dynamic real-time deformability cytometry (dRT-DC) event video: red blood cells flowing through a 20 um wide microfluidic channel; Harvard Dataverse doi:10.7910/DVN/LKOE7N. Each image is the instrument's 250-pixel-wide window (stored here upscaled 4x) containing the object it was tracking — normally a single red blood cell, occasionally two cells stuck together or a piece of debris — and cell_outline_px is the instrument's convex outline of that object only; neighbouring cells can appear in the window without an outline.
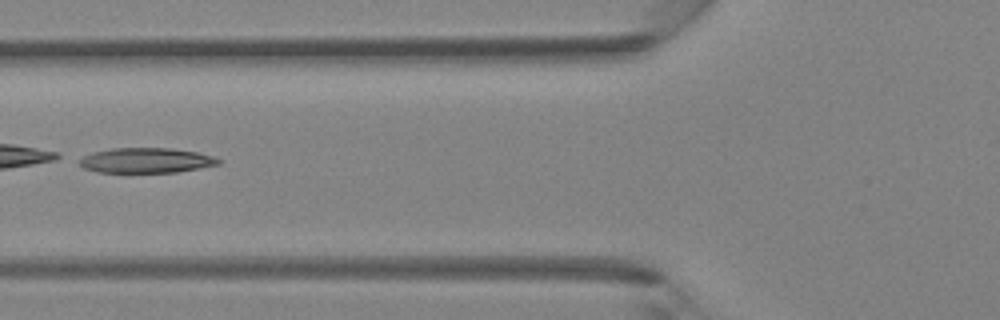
{"species": "Egyptian fruit bat (a non-hibernating species)", "species_latin": "Rousettus aegyptiacus", "temperature_condition": "room temperature", "stored_images_in_passage": 30, "camera_frame_rate_fps": 3000, "um_per_image_px": 0.085, "animal": {"sex": "female"}, "frame": {"image": 1, "passage_image": 5, "time_ms": 1.333, "image_size_px": [1000, 320], "cell_outline_px": [[220, 164], [200, 168], [176, 172], [96, 172], [84, 168], [80, 164], [80, 160], [84, 156], [92, 152], [112, 148], [172, 148], [196, 152], [212, 156], [220, 160]], "centroid_in_image_um": [12.42, 13.63], "position_along_channel_um": 113.4, "area_um2": 20.17}}